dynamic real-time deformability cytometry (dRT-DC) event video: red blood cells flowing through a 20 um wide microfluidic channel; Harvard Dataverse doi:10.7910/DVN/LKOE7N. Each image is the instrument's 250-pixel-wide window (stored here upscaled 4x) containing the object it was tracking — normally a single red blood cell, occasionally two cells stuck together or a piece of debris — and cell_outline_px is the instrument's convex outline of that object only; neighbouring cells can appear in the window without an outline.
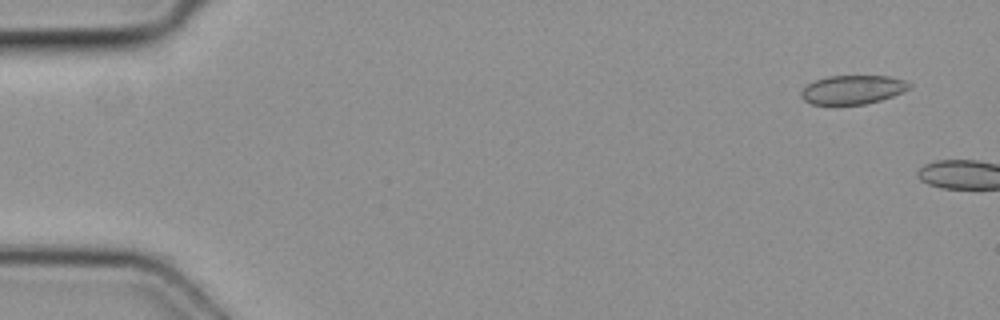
{"species": "common noctule bat (a hibernating species)", "species_latin": "Nyctalus noctula", "temperature_condition": "cold", "stored_images_in_passage": 3, "camera_frame_rate_fps": 3000, "um_per_image_px": 0.085, "animal": {"sex": "female", "body_mass_g": 19.3, "forearm_length_mm": 54.1}, "frame": {"image": 1, "passage_image": 1, "time_ms": 0.0, "image_size_px": [1000, 320], "cell_outline_px": [[912, 84], [904, 92], [880, 100], [864, 104], [812, 104], [804, 100], [800, 96], [800, 92], [808, 84], [816, 80], [828, 76], [888, 76], [904, 80]], "centroid_in_image_um": [72.48, 7.62], "position_along_channel_um": 12.5, "area_um2": 18.03}}